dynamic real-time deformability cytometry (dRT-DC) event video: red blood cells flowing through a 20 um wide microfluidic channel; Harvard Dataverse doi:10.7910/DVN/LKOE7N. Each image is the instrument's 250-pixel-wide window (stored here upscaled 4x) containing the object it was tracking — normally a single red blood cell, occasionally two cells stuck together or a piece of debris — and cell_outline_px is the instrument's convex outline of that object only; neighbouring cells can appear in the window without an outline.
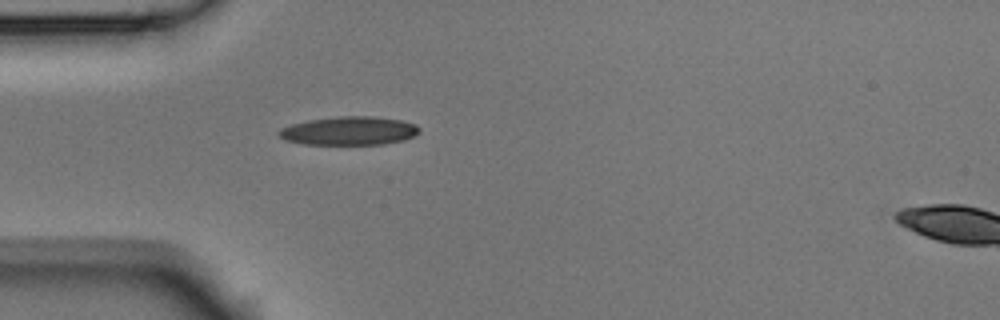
{"species": "Egyptian fruit bat (a non-hibernating species)", "species_latin": "Rousettus aegyptiacus", "temperature_condition": "room temperature", "stored_images_in_passage": 6, "segment_of_instrument_passage": [1, 2], "camera_frame_rate_fps": 3000, "um_per_image_px": 0.085, "animal": {"sex": "male"}, "frame": {"image": 1, "passage_image": 5, "time_ms": 1.333, "image_size_px": [1000, 320], "cell_outline_px": [[420, 132], [404, 140], [384, 144], [304, 144], [288, 140], [280, 136], [276, 132], [280, 128], [292, 124], [308, 120], [336, 116], [372, 116], [400, 120], [416, 124], [420, 128]], "centroid_in_image_um": [29.69, 11.11], "position_along_channel_um": 55.3, "area_um2": 23.29}}